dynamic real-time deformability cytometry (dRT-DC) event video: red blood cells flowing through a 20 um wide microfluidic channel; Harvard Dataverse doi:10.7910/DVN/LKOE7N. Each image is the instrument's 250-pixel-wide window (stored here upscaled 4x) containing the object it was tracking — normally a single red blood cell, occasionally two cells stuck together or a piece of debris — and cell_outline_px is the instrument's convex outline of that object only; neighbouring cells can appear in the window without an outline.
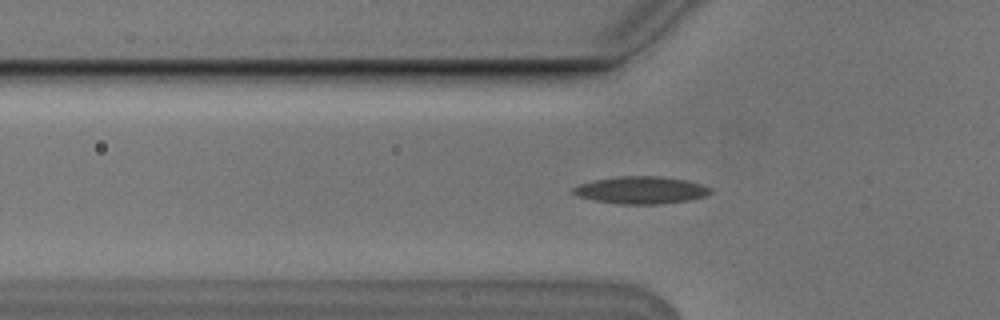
{"species": "Egyptian fruit bat (a non-hibernating species)", "species_latin": "Rousettus aegyptiacus", "temperature_condition": "cold", "stored_images_in_passage": 52, "camera_frame_rate_fps": 3000, "um_per_image_px": 0.085, "animal": {"sex": "male"}, "frame": {"image": 1, "passage_image": 15, "time_ms": 4.667, "image_size_px": [1000, 320], "cell_outline_px": [[712, 192], [704, 196], [688, 200], [660, 204], [620, 204], [596, 200], [580, 196], [572, 192], [572, 188], [580, 184], [596, 180], [620, 176], [660, 176], [684, 180], [700, 184], [712, 188]], "centroid_in_image_um": [54.51, 16.16], "position_along_channel_um": 71.3, "area_um2": 21.5}}
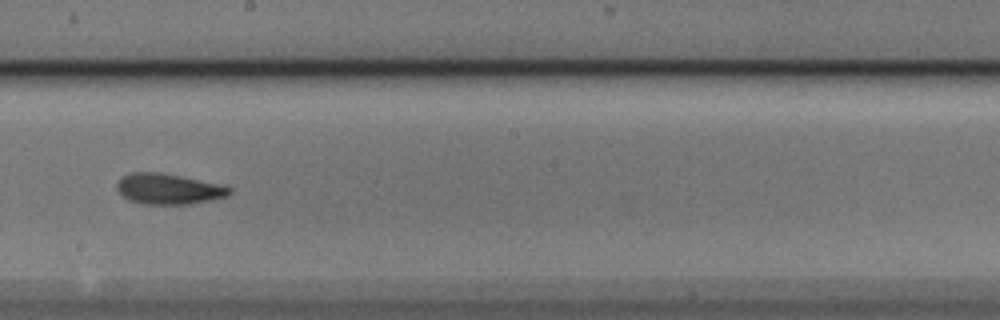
{"frame": {"image": 2, "passage_image": 28, "time_ms": 9.0, "image_size_px": [1000, 320], "cell_outline_px": [[232, 192], [228, 196], [212, 200], [192, 204], [144, 204], [128, 200], [116, 188], [116, 184], [124, 176], [132, 172], [160, 172], [180, 176], [216, 184], [232, 188]], "centroid_in_image_um": [14.32, 16.07], "position_along_channel_um": 233.9, "area_um2": 19.88}}
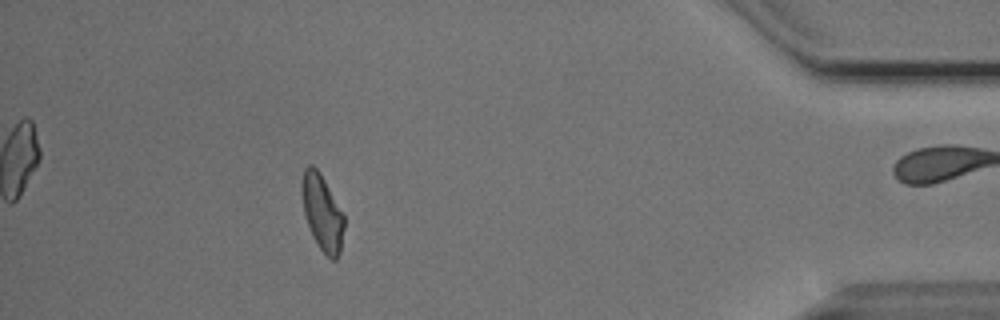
{"frame": {"image": 3, "passage_image": 46, "time_ms": 15.0, "image_size_px": [1000, 320], "cell_outline_px": [[344, 228], [340, 252], [336, 260], [332, 260], [320, 248], [312, 236], [304, 212], [300, 192], [300, 184], [304, 168], [308, 164], [312, 164], [320, 172], [344, 216]], "centroid_in_image_um": [27.36, 18.03], "position_along_channel_um": 407.8, "area_um2": 18.67}, "authors_computed_cell_mechanics": {"area_um2": 19.7387, "velocity_mm_per_s": 3.7448, "shape_relaxation_time_tau1_ms": 8.1171, "shape_relaxation_time_tau2_ms": 4.0388, "deformation_change_tau1": 0.1857, "deformation_change_tau2": 0.1158}}